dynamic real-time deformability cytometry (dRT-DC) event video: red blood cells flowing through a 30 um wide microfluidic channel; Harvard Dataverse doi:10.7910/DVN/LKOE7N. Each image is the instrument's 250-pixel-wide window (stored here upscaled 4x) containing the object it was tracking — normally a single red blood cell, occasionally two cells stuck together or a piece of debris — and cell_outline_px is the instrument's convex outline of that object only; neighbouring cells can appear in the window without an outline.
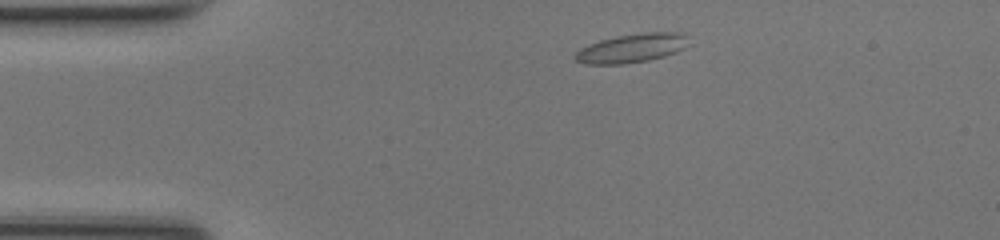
{"species": "common noctule bat (a hibernating species)", "species_latin": "Nyctalus noctula", "temperature_condition": "room temperature", "stored_images_in_passage": 44, "camera_frame_rate_fps": 3000, "um_per_image_px": 0.085, "animal": {"sex": "female", "body_mass_g": 17.0, "forearm_length_mm": 48.0}, "frame": {"image": 1, "passage_image": 4, "time_ms": 1.0, "image_size_px": [1000, 240], "cell_outline_px": [[692, 44], [676, 52], [664, 56], [648, 60], [624, 64], [584, 64], [576, 60], [572, 56], [580, 48], [588, 44], [600, 40], [616, 36], [644, 32], [684, 32]], "centroid_in_image_um": [53.73, 4.08], "position_along_channel_um": 31.3, "area_um2": 19.42}}
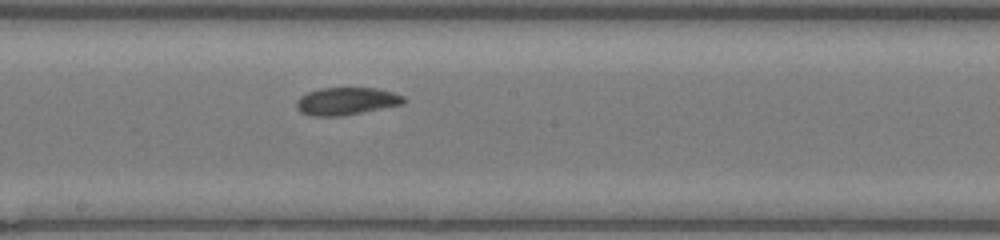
{"frame": {"image": 2, "passage_image": 21, "time_ms": 6.667, "image_size_px": [1000, 240], "cell_outline_px": [[404, 100], [400, 104], [340, 116], [312, 116], [300, 112], [296, 108], [296, 104], [300, 96], [308, 92], [320, 88], [376, 88], [392, 92], [404, 96]], "centroid_in_image_um": [29.37, 8.59], "position_along_channel_um": 218.8, "area_um2": 16.88}}
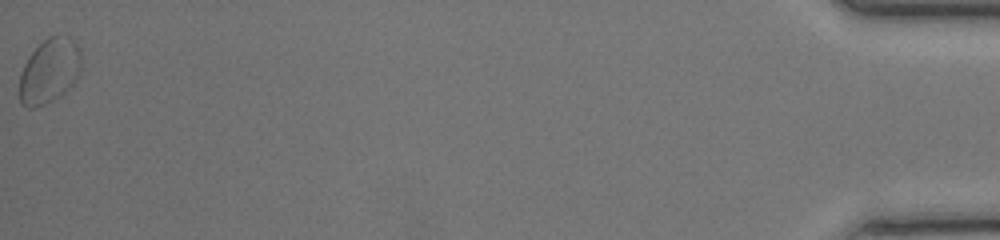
{"frame": {"image": 3, "passage_image": 44, "time_ms": 14.333, "image_size_px": [1000, 240], "cell_outline_px": [[80, 72], [76, 80], [60, 96], [44, 104], [32, 108], [28, 108], [20, 104], [20, 76], [24, 64], [28, 56], [48, 36], [68, 36], [80, 48]], "centroid_in_image_um": [4.19, 6.04], "position_along_channel_um": 431.0, "area_um2": 23.12}, "authors_computed_cell_mechanics": {"area_um2": 17.34, "velocity_mm_per_s": 4.1768, "shape_relaxation_time_tau1_ms": 5.9421, "shape_relaxation_time_tau2_ms": 2.2736, "deformation_change_tau1": 0.1412, "deformation_change_tau2": 0.0653}}